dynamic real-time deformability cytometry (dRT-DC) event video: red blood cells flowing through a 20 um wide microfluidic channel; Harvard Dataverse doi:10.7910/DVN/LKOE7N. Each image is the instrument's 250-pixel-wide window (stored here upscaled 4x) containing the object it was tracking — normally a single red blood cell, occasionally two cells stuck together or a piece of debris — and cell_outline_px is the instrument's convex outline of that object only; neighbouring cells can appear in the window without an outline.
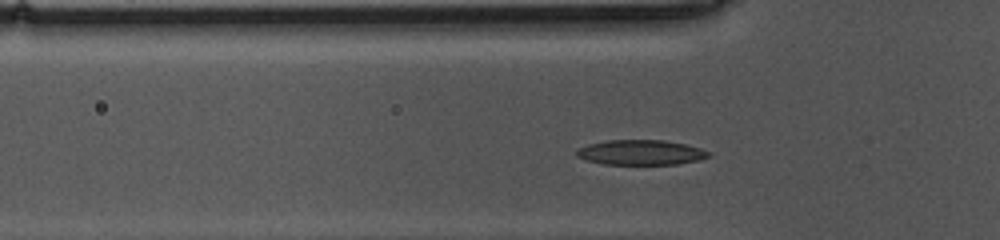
{"species": "common noctule bat (a hibernating species)", "species_latin": "Nyctalus noctula", "temperature_condition": "cold", "stored_images_in_passage": 39, "camera_frame_rate_fps": 3000, "um_per_image_px": 0.085, "animal": {"sex": "female", "body_mass_g": 10.0, "forearm_length_mm": 53.1}, "frame": {"image": 1, "passage_image": 11, "time_ms": 3.333, "image_size_px": [1000, 240], "cell_outline_px": [[712, 156], [700, 160], [676, 164], [604, 164], [588, 160], [576, 156], [576, 152], [580, 148], [588, 144], [608, 140], [664, 140], [684, 144], [700, 148], [712, 152]], "centroid_in_image_um": [54.53, 12.96], "position_along_channel_um": 71.3, "area_um2": 19.19}}
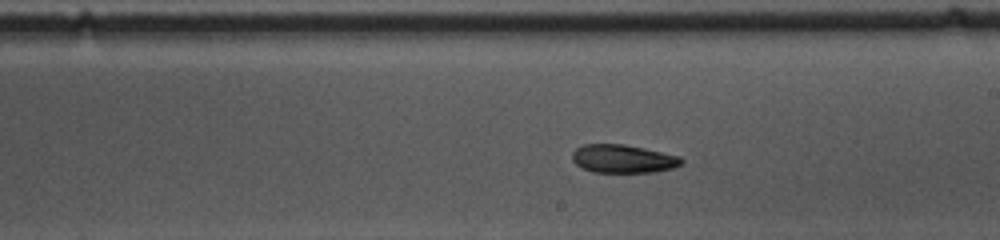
{"frame": {"image": 2, "passage_image": 25, "time_ms": 8.0, "image_size_px": [1000, 240], "cell_outline_px": [[684, 164], [672, 168], [656, 172], [592, 172], [580, 168], [572, 160], [572, 152], [576, 148], [584, 144], [624, 144], [644, 148], [680, 156], [684, 160]], "centroid_in_image_um": [52.96, 13.5], "position_along_channel_um": 236.0, "area_um2": 18.21}}
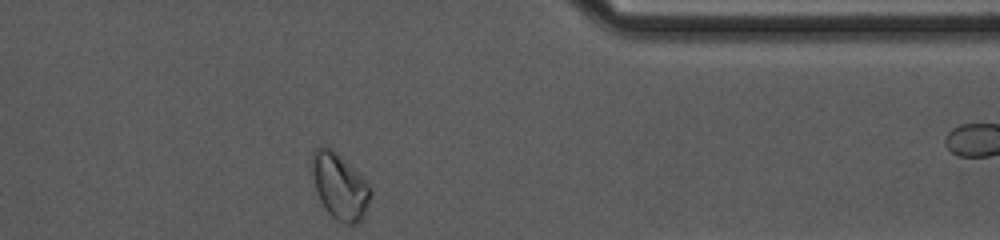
{"frame": {"image": 3, "passage_image": 39, "time_ms": 12.667, "image_size_px": [1000, 240], "cell_outline_px": [[372, 192], [364, 212], [360, 220], [356, 224], [344, 224], [336, 220], [324, 208], [320, 200], [312, 176], [312, 152], [320, 144], [324, 144], [332, 148], [368, 180]], "centroid_in_image_um": [28.87, 15.78], "position_along_channel_um": 382.5, "area_um2": 22.72}, "authors_computed_cell_mechanics": {"area_um2": 18.785, "velocity_mm_per_s": 3.5167, "shape_relaxation_time_tau1_ms": 4.5794, "shape_relaxation_time_tau2_ms": null, "deformation_change_tau1": 0.1218, "deformation_change_tau2": null}}